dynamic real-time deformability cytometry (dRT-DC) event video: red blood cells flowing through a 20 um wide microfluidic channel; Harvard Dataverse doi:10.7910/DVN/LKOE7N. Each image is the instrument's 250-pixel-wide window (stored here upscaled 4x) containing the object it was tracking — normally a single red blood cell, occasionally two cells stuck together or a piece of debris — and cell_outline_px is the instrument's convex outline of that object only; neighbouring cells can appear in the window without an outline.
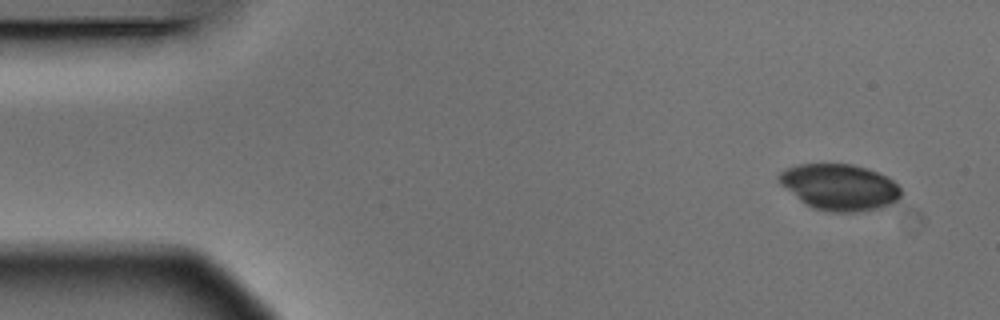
{"species": "Egyptian fruit bat (a non-hibernating species)", "species_latin": "Rousettus aegyptiacus", "temperature_condition": "warm", "stored_images_in_passage": 4, "camera_frame_rate_fps": 3000, "um_per_image_px": 0.085, "animal": {"sex": "male"}, "frame": {"image": 1, "passage_image": 1, "time_ms": 0.0, "image_size_px": [1000, 320], "cell_outline_px": [[900, 200], [892, 204], [880, 208], [856, 212], [828, 212], [812, 208], [800, 200], [780, 184], [776, 176], [780, 172], [796, 164], [852, 164], [868, 168], [888, 176], [900, 188]], "centroid_in_image_um": [71.37, 15.91], "position_along_channel_um": 13.6, "area_um2": 33.12}}